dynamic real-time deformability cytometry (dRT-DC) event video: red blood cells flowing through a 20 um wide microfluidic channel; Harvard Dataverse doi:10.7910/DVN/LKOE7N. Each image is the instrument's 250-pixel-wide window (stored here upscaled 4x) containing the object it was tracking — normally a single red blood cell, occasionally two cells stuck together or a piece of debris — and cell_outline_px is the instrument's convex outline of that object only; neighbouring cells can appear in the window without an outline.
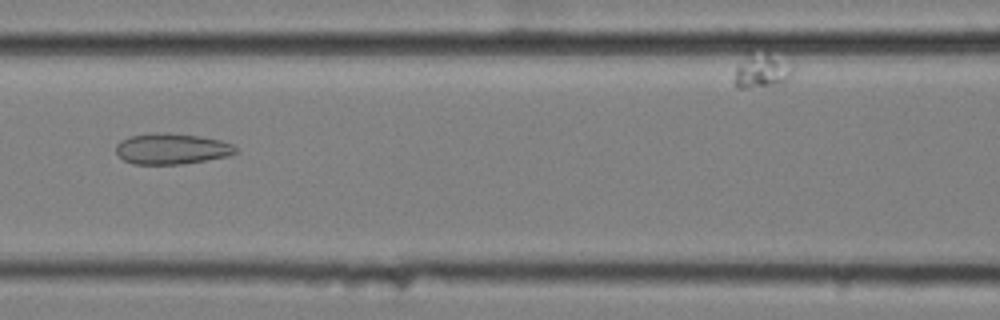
{"species": "common noctule bat (a hibernating species)", "species_latin": "Nyctalus noctula", "temperature_condition": "cold", "stored_images_in_passage": 59, "camera_frame_rate_fps": 3000, "um_per_image_px": 0.085, "animal": {"sex": "female", "body_mass_g": 25.1}, "frame": {"image": 1, "passage_image": 26, "time_ms": 8.333, "image_size_px": [1000, 320], "cell_outline_px": [[240, 152], [228, 156], [184, 164], [132, 164], [124, 160], [116, 152], [116, 144], [120, 140], [132, 136], [152, 132], [168, 132], [200, 136], [220, 140], [232, 144]], "centroid_in_image_um": [14.6, 12.64], "position_along_channel_um": 152.0, "area_um2": 21.73}}
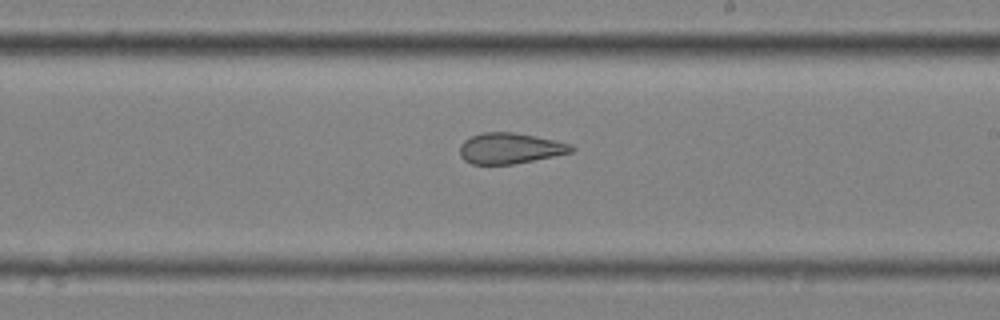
{"frame": {"image": 2, "passage_image": 34, "time_ms": 11.0, "image_size_px": [1000, 320], "cell_outline_px": [[576, 148], [572, 152], [512, 164], [472, 164], [464, 160], [460, 156], [460, 144], [464, 140], [472, 136], [484, 132], [512, 132], [536, 136], [556, 140], [572, 144]], "centroid_in_image_um": [43.35, 12.6], "position_along_channel_um": 245.7, "area_um2": 19.94}}
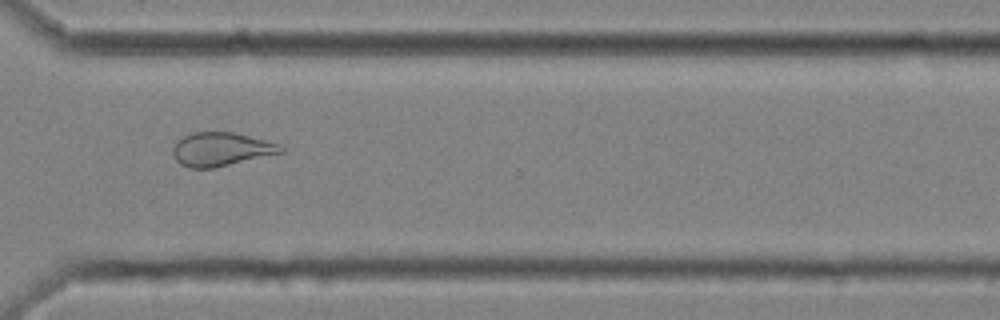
{"frame": {"image": 3, "passage_image": 43, "time_ms": 14.0, "image_size_px": [1000, 320], "cell_outline_px": [[284, 152], [216, 168], [188, 168], [180, 164], [176, 160], [172, 152], [172, 148], [176, 140], [192, 132], [232, 132], [280, 144], [284, 148]], "centroid_in_image_um": [18.76, 12.7], "position_along_channel_um": 351.8, "area_um2": 21.27}, "authors_computed_cell_mechanics": {"area_um2": 25.3164, "velocity_mm_per_s": 3.529, "shape_relaxation_time_tau1_ms": null, "shape_relaxation_time_tau2_ms": 2.6373, "deformation_change_tau1": null, "deformation_change_tau2": 0.1139}}